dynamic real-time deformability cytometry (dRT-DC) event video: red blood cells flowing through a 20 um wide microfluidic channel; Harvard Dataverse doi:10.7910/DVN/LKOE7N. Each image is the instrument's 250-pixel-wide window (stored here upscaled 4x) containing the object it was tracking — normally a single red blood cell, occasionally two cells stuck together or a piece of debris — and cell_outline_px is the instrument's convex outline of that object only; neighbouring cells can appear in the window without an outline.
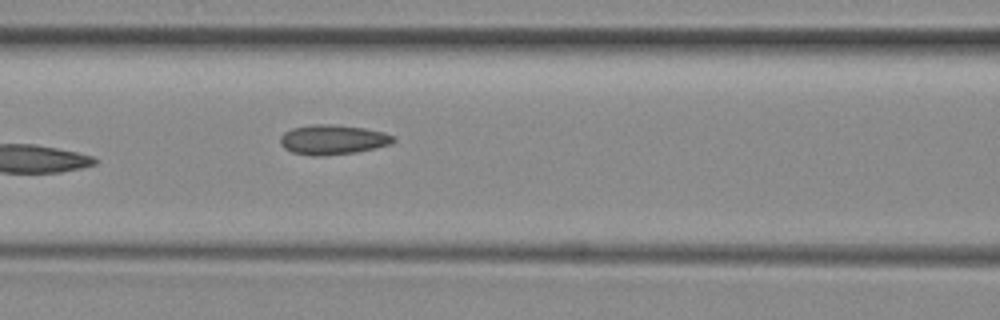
{"species": "common noctule bat (a hibernating species)", "species_latin": "Nyctalus noctula", "temperature_condition": "room temperature", "stored_images_in_passage": 6, "camera_frame_rate_fps": 3000, "um_per_image_px": 0.085, "animal": {"sex": "female", "body_mass_g": 29.2, "forearm_length_mm": 56.3}, "frame": {"image": 1, "passage_image": 6, "time_ms": 5.667, "image_size_px": [1000, 320], "cell_outline_px": [[396, 140], [392, 144], [376, 148], [356, 152], [324, 156], [312, 156], [292, 152], [284, 148], [280, 144], [280, 136], [284, 132], [292, 128], [312, 124], [332, 124], [364, 128], [384, 132], [396, 136]], "centroid_in_image_um": [28.3, 11.87], "position_along_channel_um": 138.3, "area_um2": 19.88}}